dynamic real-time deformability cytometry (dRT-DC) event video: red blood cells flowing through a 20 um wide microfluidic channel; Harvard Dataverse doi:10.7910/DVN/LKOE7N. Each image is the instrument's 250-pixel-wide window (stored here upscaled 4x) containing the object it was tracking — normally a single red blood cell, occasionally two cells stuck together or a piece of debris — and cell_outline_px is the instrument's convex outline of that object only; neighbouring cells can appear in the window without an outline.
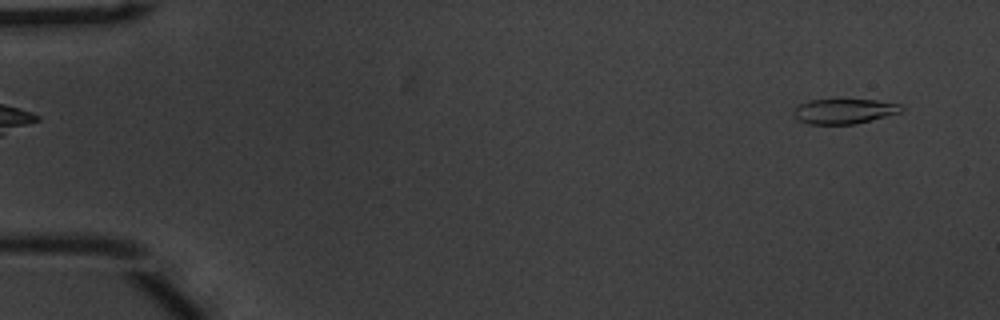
{"species": "common noctule bat (a hibernating species)", "species_latin": "Nyctalus noctula", "temperature_condition": "warm", "stored_images_in_passage": 16, "camera_frame_rate_fps": 3000, "um_per_image_px": 0.085, "animal": {"sex": "male", "body_mass_g": 20.1, "forearm_length_mm": 53.5}, "frame": {"image": 1, "passage_image": 3, "time_ms": 0.667, "image_size_px": [1000, 320], "cell_outline_px": [[904, 108], [900, 112], [852, 124], [808, 124], [796, 120], [792, 112], [792, 108], [808, 100], [876, 100], [900, 104]], "centroid_in_image_um": [71.66, 9.45], "position_along_channel_um": 13.3, "area_um2": 15.55}}